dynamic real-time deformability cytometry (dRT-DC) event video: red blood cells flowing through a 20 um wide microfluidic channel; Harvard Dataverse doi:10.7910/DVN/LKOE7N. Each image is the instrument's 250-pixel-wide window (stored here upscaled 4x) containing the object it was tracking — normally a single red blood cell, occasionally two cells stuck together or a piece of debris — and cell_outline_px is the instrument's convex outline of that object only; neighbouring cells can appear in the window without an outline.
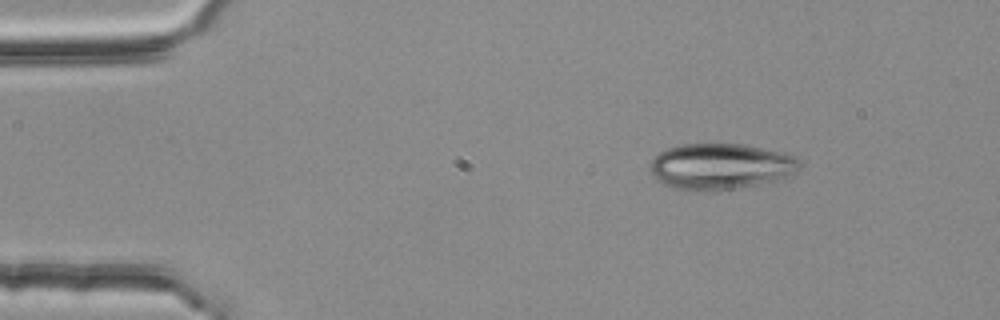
{"species": "common noctule bat (a hibernating species)", "species_latin": "Nyctalus noctula", "temperature_condition": "room temperature", "stored_images_in_passage": 3, "camera_frame_rate_fps": 3000, "um_per_image_px": 0.085, "animal": {"sex": "female", "body_mass_g": 25.1}, "frame": {"image": 1, "passage_image": 1, "time_ms": 0.0, "image_size_px": [1000, 320], "cell_outline_px": [[800, 168], [796, 172], [772, 180], [740, 188], [704, 192], [700, 192], [676, 188], [664, 184], [656, 180], [652, 176], [648, 168], [648, 164], [660, 152], [668, 148], [680, 144], [740, 144], [760, 148], [792, 156], [800, 160]], "centroid_in_image_um": [61.15, 14.16], "position_along_channel_um": 23.9, "area_um2": 39.82}}
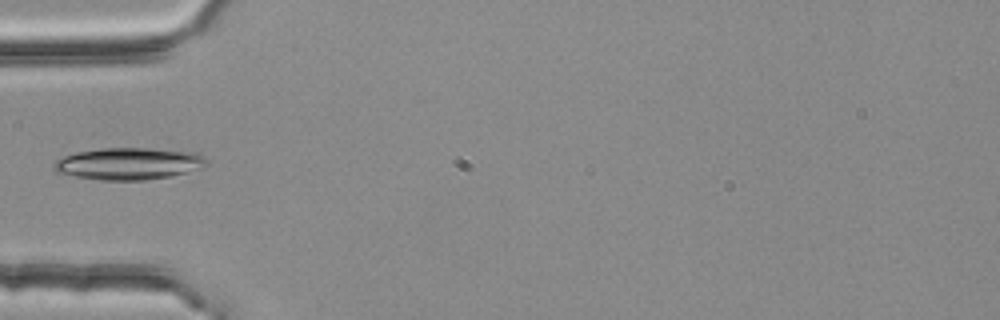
{"frame": {"image": 2, "passage_image": 3, "time_ms": 0.667, "image_size_px": [1000, 320], "cell_outline_px": [[208, 164], [200, 168], [188, 172], [172, 176], [144, 180], [100, 180], [76, 176], [56, 172], [52, 168], [52, 164], [56, 160], [64, 156], [76, 152], [100, 148], [148, 148], [196, 152], [208, 160]], "centroid_in_image_um": [10.94, 13.91], "position_along_channel_um": 74.1, "area_um2": 28.55}}